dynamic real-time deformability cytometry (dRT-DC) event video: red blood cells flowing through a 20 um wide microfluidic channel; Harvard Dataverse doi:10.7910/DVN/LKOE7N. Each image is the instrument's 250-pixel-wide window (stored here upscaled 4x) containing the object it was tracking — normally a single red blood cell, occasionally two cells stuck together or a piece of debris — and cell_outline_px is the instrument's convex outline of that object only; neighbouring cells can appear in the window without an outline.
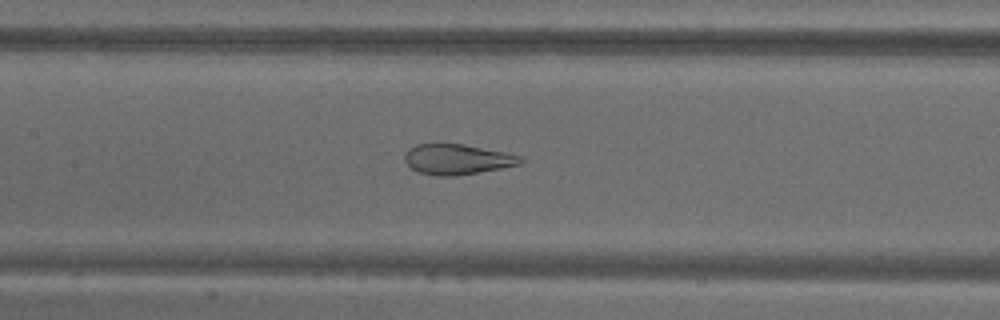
{"species": "common noctule bat (a hibernating species)", "species_latin": "Nyctalus noctula", "temperature_condition": "warm", "stored_images_in_passage": 60, "camera_frame_rate_fps": 3000, "um_per_image_px": 0.085, "animal": {"sex": "male", "body_mass_g": 18.8}, "frame": {"image": 1, "passage_image": 33, "time_ms": 10.667, "image_size_px": [1000, 320], "cell_outline_px": [[524, 160], [520, 164], [500, 168], [452, 176], [436, 176], [416, 172], [404, 160], [404, 152], [408, 148], [416, 144], [460, 144], [504, 152], [524, 156]], "centroid_in_image_um": [38.82, 13.54], "position_along_channel_um": 168.6, "area_um2": 20.35}}
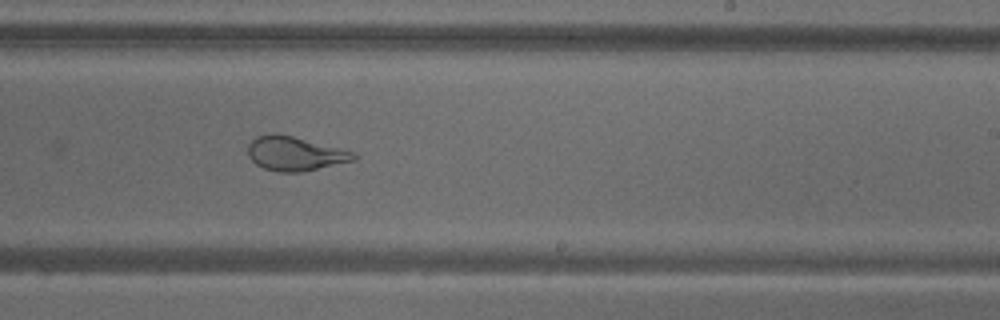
{"frame": {"image": 2, "passage_image": 43, "time_ms": 14.0, "image_size_px": [1000, 320], "cell_outline_px": [[360, 156], [356, 160], [300, 172], [276, 172], [264, 168], [256, 164], [248, 156], [248, 144], [256, 136], [272, 132], [276, 132], [356, 152]], "centroid_in_image_um": [25.07, 13.05], "position_along_channel_um": 263.9, "area_um2": 21.21}}
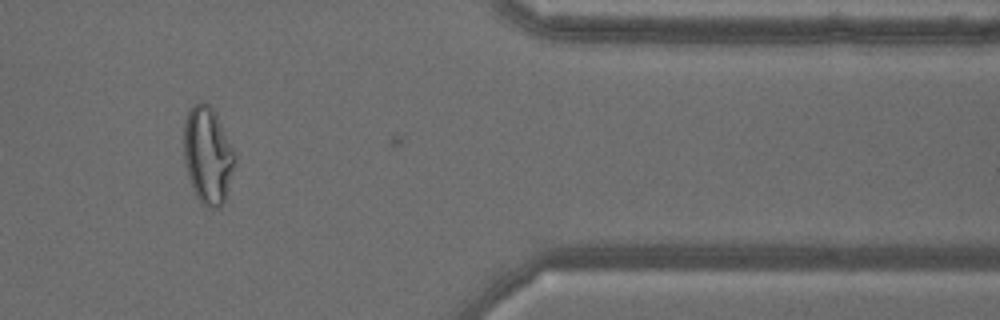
{"frame": {"image": 3, "passage_image": 59, "time_ms": 19.333, "image_size_px": [1000, 320], "cell_outline_px": [[236, 160], [224, 200], [220, 208], [208, 208], [196, 196], [188, 176], [184, 160], [184, 124], [188, 112], [200, 100], [208, 104], [216, 112], [236, 156]], "centroid_in_image_um": [17.66, 13.19], "position_along_channel_um": 393.7, "area_um2": 28.55}}